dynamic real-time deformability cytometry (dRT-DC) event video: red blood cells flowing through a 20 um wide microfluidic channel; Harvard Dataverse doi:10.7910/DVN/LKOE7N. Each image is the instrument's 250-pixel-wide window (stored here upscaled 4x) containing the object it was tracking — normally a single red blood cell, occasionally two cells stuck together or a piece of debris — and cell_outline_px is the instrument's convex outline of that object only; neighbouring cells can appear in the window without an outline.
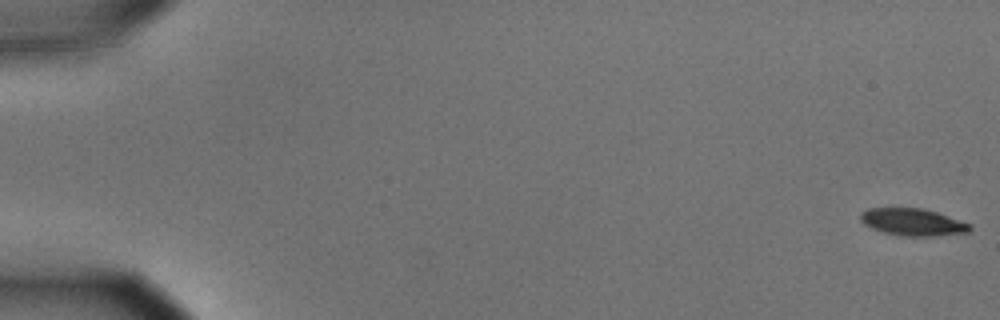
{"species": "common noctule bat (a hibernating species)", "species_latin": "Nyctalus noctula", "temperature_condition": "cold", "stored_images_in_passage": 57, "camera_frame_rate_fps": 3000, "um_per_image_px": 0.085, "animal": {"sex": "male", "body_mass_g": 15.6}, "frame": {"image": 1, "passage_image": 1, "time_ms": 0.0, "image_size_px": [1000, 320], "cell_outline_px": [[972, 228], [968, 232], [936, 236], [900, 236], [884, 232], [872, 228], [864, 224], [860, 220], [860, 212], [868, 208], [924, 208], [972, 224]], "centroid_in_image_um": [77.58, 18.88], "position_along_channel_um": 7.4, "area_um2": 17.4}}
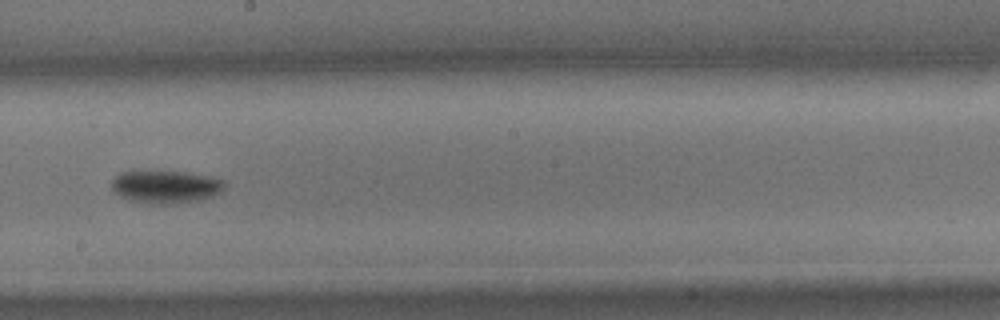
{"frame": {"image": 2, "passage_image": 33, "time_ms": 10.667, "image_size_px": [1000, 320], "cell_outline_px": [[224, 188], [220, 192], [204, 200], [172, 204], [148, 204], [128, 200], [120, 196], [112, 188], [112, 180], [120, 172], [184, 172], [208, 176], [224, 180]], "centroid_in_image_um": [14.1, 15.9], "position_along_channel_um": 234.1, "area_um2": 21.5}}
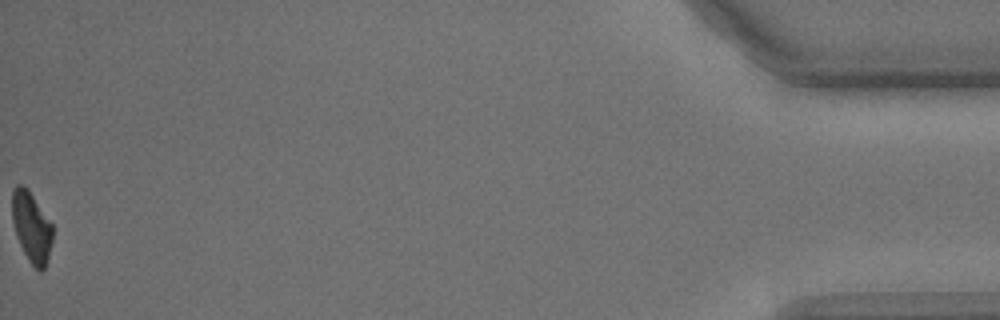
{"frame": {"image": 3, "passage_image": 57, "time_ms": 18.667, "image_size_px": [1000, 320], "cell_outline_px": [[52, 240], [48, 256], [44, 268], [40, 272], [28, 260], [20, 244], [12, 220], [12, 192], [16, 184], [24, 184], [28, 188], [52, 224]], "centroid_in_image_um": [2.67, 19.25], "position_along_channel_um": 432.5, "area_um2": 16.42}, "authors_computed_cell_mechanics": {"area_um2": 19.0162, "velocity_mm_per_s": 3.6158, "shape_relaxation_time_tau1_ms": 1.5282, "shape_relaxation_time_tau2_ms": null, "deformation_change_tau1": 0.1189, "deformation_change_tau2": null}}